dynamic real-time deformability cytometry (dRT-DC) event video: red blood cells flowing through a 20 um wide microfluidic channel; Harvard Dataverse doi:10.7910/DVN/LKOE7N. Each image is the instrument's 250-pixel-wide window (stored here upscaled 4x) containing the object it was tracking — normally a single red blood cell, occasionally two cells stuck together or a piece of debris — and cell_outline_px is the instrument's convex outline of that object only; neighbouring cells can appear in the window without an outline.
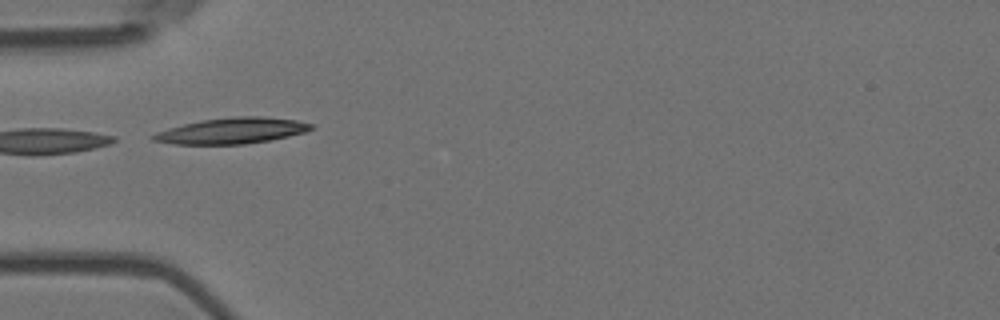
{"species": "Egyptian fruit bat (a non-hibernating species)", "species_latin": "Rousettus aegyptiacus", "temperature_condition": "room temperature", "stored_images_in_passage": 7, "camera_frame_rate_fps": 3000, "um_per_image_px": 0.085, "animal": {"sex": "female"}, "frame": {"image": 1, "passage_image": 1, "time_ms": 0.0, "image_size_px": [1000, 320], "cell_outline_px": [[316, 128], [304, 132], [288, 136], [268, 140], [244, 144], [176, 144], [152, 140], [148, 136], [156, 132], [168, 128], [184, 124], [204, 120], [236, 116], [264, 116], [296, 120], [312, 124]], "centroid_in_image_um": [19.71, 11.11], "position_along_channel_um": 65.3, "area_um2": 23.7}}
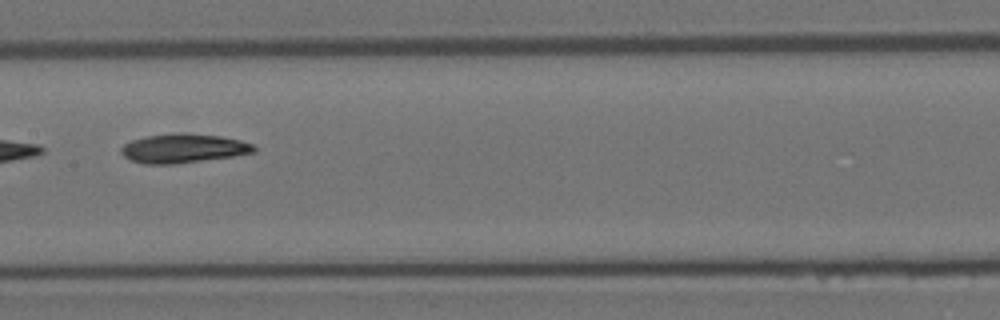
{"frame": {"image": 2, "passage_image": 4, "time_ms": 1.0, "image_size_px": [1000, 320], "cell_outline_px": [[256, 152], [232, 156], [172, 164], [144, 164], [132, 160], [124, 156], [120, 152], [120, 148], [124, 144], [132, 140], [148, 136], [180, 132], [220, 136], [240, 140], [252, 144], [256, 148]], "centroid_in_image_um": [15.57, 12.6], "position_along_channel_um": 191.8, "area_um2": 22.31}}
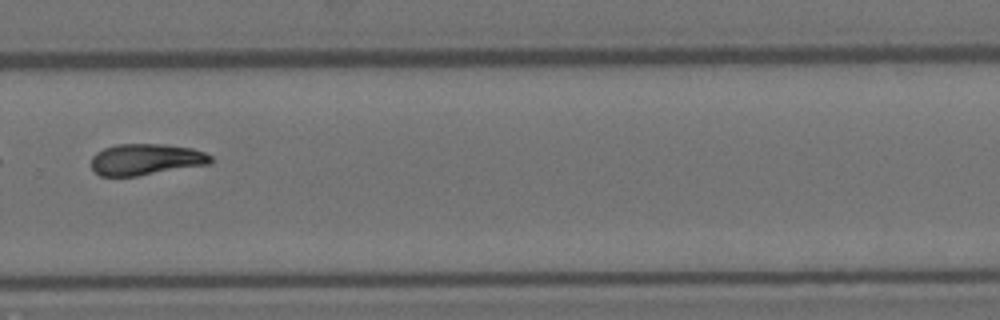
{"frame": {"image": 3, "passage_image": 7, "time_ms": 2.0, "image_size_px": [1000, 320], "cell_outline_px": [[212, 164], [136, 176], [100, 176], [92, 168], [92, 156], [96, 152], [104, 148], [116, 144], [164, 144], [192, 148], [204, 152], [212, 156]], "centroid_in_image_um": [12.43, 13.55], "position_along_channel_um": 317.4, "area_um2": 21.91}}